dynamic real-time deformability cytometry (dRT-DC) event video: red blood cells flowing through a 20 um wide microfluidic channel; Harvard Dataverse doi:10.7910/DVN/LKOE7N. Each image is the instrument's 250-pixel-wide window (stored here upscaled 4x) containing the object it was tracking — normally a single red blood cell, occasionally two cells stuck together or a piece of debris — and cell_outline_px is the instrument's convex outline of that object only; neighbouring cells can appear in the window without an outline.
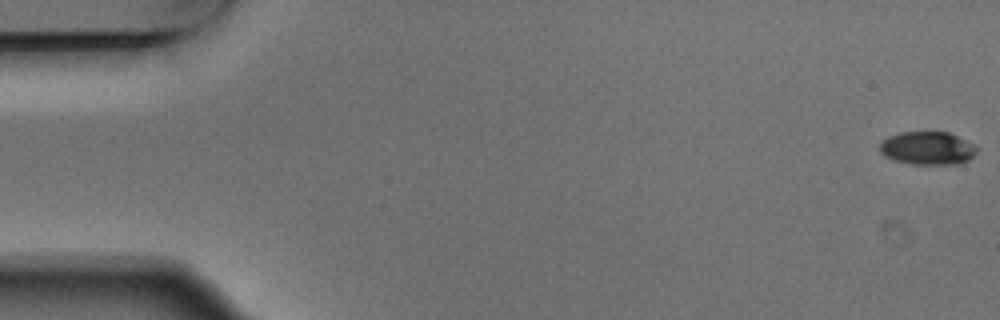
{"species": "Egyptian fruit bat (a non-hibernating species)", "species_latin": "Rousettus aegyptiacus", "temperature_condition": "warm", "stored_images_in_passage": 6, "camera_frame_rate_fps": 3000, "um_per_image_px": 0.085, "animal": {"sex": "male"}, "frame": {"image": 1, "passage_image": 1, "time_ms": 0.0, "image_size_px": [1000, 320], "cell_outline_px": [[976, 152], [968, 160], [960, 164], [912, 164], [896, 160], [884, 156], [880, 152], [880, 140], [888, 136], [900, 132], [948, 132], [976, 144]], "centroid_in_image_um": [78.83, 12.59], "position_along_channel_um": 6.2, "area_um2": 18.84}}
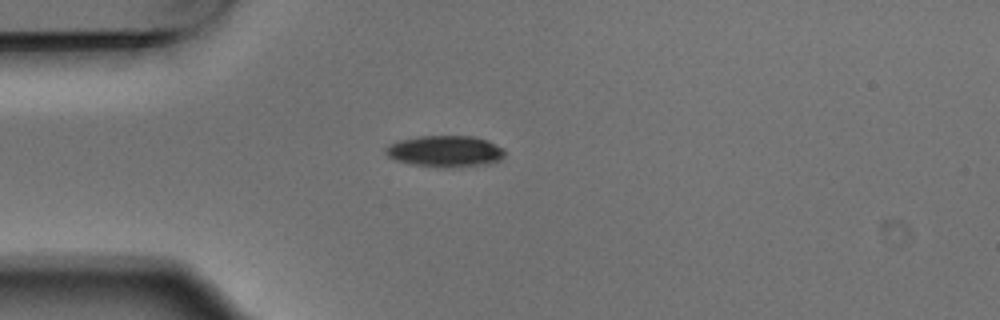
{"frame": {"image": 2, "passage_image": 5, "time_ms": 1.333, "image_size_px": [1000, 320], "cell_outline_px": [[504, 156], [500, 160], [492, 164], [444, 168], [440, 168], [412, 164], [396, 160], [388, 156], [384, 152], [384, 148], [388, 144], [400, 140], [420, 136], [472, 136], [488, 140], [504, 148]], "centroid_in_image_um": [37.85, 12.86], "position_along_channel_um": 47.1, "area_um2": 22.08}}